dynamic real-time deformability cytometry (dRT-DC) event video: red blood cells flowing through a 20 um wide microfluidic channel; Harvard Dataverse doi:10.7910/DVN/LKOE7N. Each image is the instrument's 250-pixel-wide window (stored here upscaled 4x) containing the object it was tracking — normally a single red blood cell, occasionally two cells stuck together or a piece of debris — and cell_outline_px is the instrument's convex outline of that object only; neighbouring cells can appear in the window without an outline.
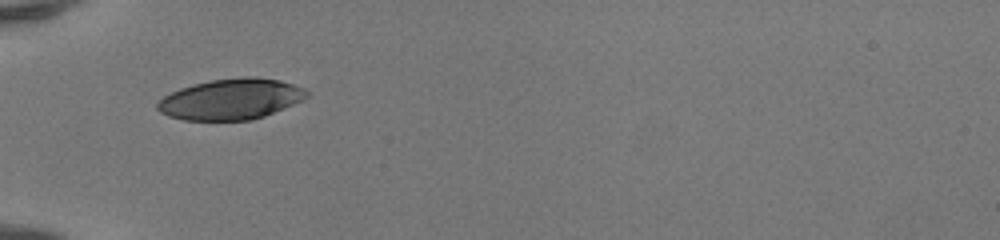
{"species": "human", "species_latin": "Homo sapiens", "temperature_condition": "room temperature", "stored_images_in_passage": 33, "camera_frame_rate_fps": 3000, "um_per_image_px": 0.085, "donor": {"sex": "female"}, "frame": {"image": 1, "passage_image": 1, "time_ms": 0.0, "image_size_px": [1000, 240], "cell_outline_px": [[308, 96], [292, 104], [264, 116], [252, 120], [184, 120], [168, 116], [160, 112], [156, 108], [156, 104], [164, 96], [180, 88], [192, 84], [212, 80], [244, 76], [256, 76], [280, 80], [304, 88], [308, 92]], "centroid_in_image_um": [19.6, 8.42], "position_along_channel_um": 65.4, "area_um2": 35.37}}
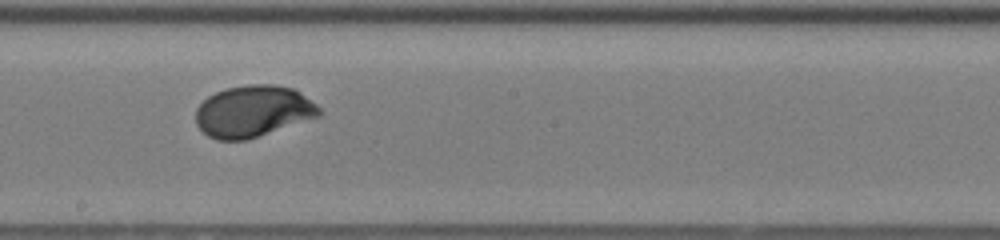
{"frame": {"image": 2, "passage_image": 13, "time_ms": 4.0, "image_size_px": [1000, 240], "cell_outline_px": [[324, 112], [320, 116], [244, 140], [216, 140], [208, 136], [196, 124], [196, 108], [208, 96], [216, 92], [228, 88], [248, 84], [272, 84], [292, 88], [300, 92], [316, 104]], "centroid_in_image_um": [21.51, 9.45], "position_along_channel_um": 226.7, "area_um2": 36.88}}
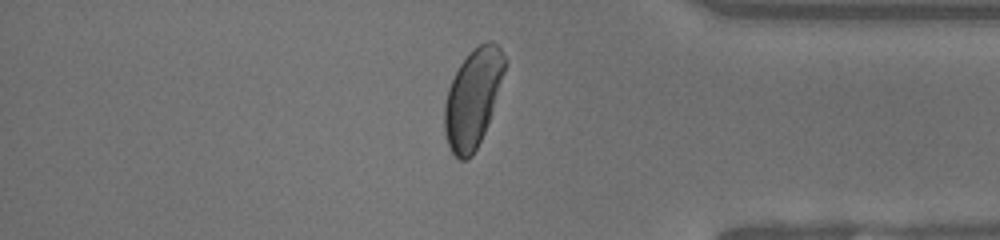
{"frame": {"image": 3, "passage_image": 26, "time_ms": 8.333, "image_size_px": [1000, 240], "cell_outline_px": [[508, 64], [488, 124], [472, 156], [468, 160], [460, 160], [452, 152], [448, 144], [444, 132], [444, 104], [448, 88], [460, 64], [480, 44], [488, 40], [492, 40], [500, 48], [508, 60]], "centroid_in_image_um": [40.22, 8.34], "position_along_channel_um": 395.0, "area_um2": 34.45}, "authors_computed_cell_mechanics": {"area_um2": 36.8764, "velocity_mm_per_s": 4.18, "shape_relaxation_time_tau1_ms": 2.0467, "shape_relaxation_time_tau2_ms": null, "deformation_change_tau1": 0.1475, "deformation_change_tau2": null}}